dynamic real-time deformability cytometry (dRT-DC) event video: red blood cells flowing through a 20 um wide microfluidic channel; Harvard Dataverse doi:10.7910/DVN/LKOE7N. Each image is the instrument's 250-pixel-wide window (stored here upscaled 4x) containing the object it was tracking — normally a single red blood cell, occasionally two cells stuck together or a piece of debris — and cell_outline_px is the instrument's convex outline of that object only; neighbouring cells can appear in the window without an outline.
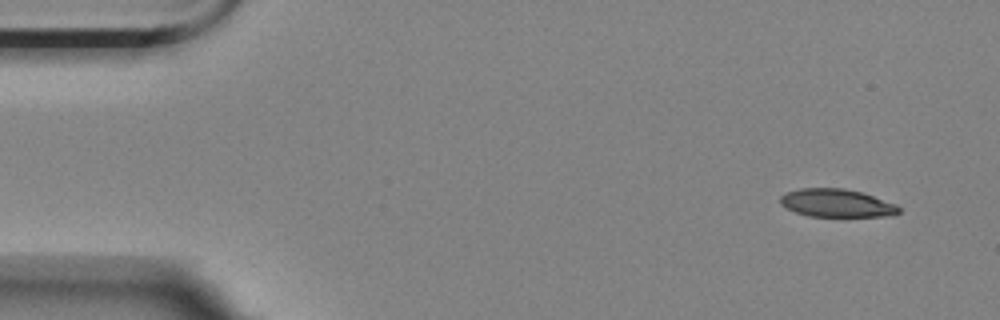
{"species": "Egyptian fruit bat (a non-hibernating species)", "species_latin": "Rousettus aegyptiacus", "temperature_condition": "room temperature", "stored_images_in_passage": 5, "camera_frame_rate_fps": 3000, "um_per_image_px": 0.085, "animal": {"sex": "female"}, "frame": {"image": 1, "passage_image": 1, "time_ms": 0.0, "image_size_px": [1000, 320], "cell_outline_px": [[900, 212], [892, 216], [808, 216], [796, 212], [780, 204], [780, 196], [784, 192], [800, 188], [844, 188], [860, 192], [896, 204], [900, 208]], "centroid_in_image_um": [71.09, 17.26], "position_along_channel_um": 13.9, "area_um2": 19.31}}